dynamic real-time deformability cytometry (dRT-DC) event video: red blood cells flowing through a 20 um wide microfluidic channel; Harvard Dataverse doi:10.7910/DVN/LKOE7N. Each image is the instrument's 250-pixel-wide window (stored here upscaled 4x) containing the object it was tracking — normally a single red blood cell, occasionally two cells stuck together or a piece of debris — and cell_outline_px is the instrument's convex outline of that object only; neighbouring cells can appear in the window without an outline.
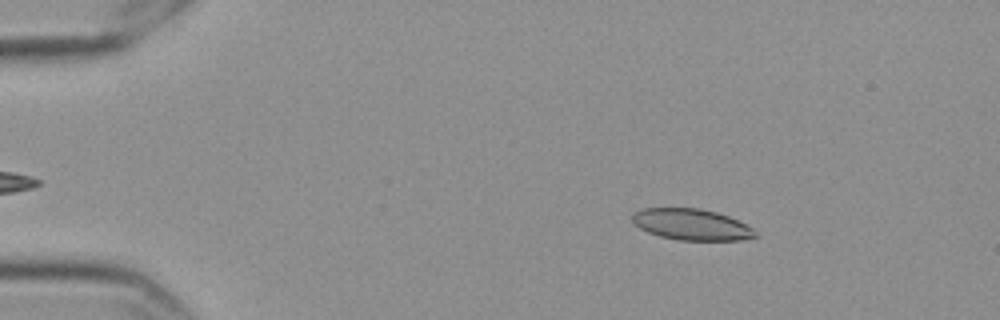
{"species": "Egyptian fruit bat (a non-hibernating species)", "species_latin": "Rousettus aegyptiacus", "temperature_condition": "cold", "stored_images_in_passage": 58, "camera_frame_rate_fps": 3000, "um_per_image_px": 0.085, "frame": {"image": 1, "passage_image": 10, "time_ms": 3.0, "image_size_px": [1000, 320], "cell_outline_px": [[756, 236], [740, 240], [676, 240], [660, 236], [648, 232], [640, 228], [632, 220], [632, 212], [640, 208], [700, 208], [716, 212], [728, 216], [752, 228], [756, 232]], "centroid_in_image_um": [58.73, 19.07], "position_along_channel_um": 26.3, "area_um2": 22.25}}
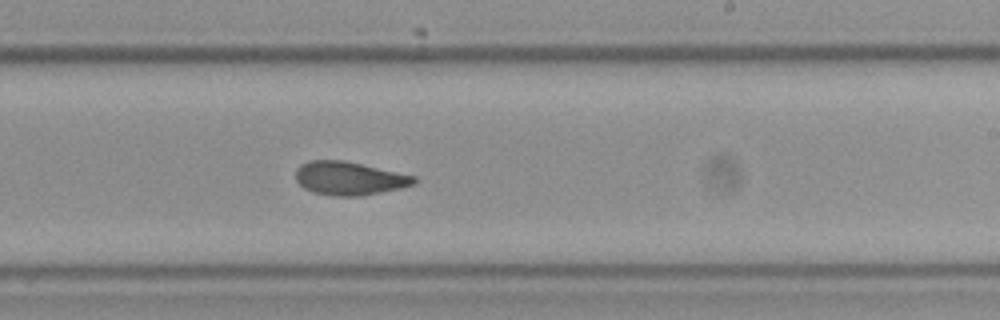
{"frame": {"image": 2, "passage_image": 36, "time_ms": 11.667, "image_size_px": [1000, 320], "cell_outline_px": [[416, 184], [400, 188], [360, 196], [332, 196], [312, 192], [304, 188], [296, 180], [296, 168], [300, 164], [308, 160], [344, 160], [416, 176]], "centroid_in_image_um": [29.66, 15.15], "position_along_channel_um": 259.3, "area_um2": 23.12}}
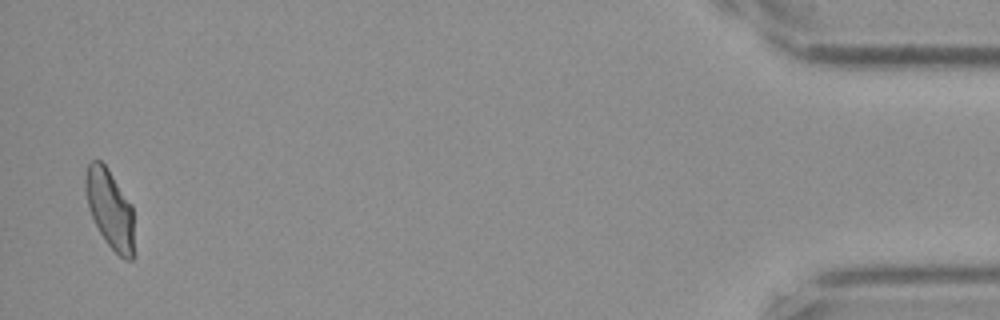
{"frame": {"image": 3, "passage_image": 57, "time_ms": 18.667, "image_size_px": [1000, 320], "cell_outline_px": [[136, 252], [132, 260], [124, 260], [104, 240], [88, 208], [84, 188], [84, 180], [88, 164], [92, 160], [100, 160], [108, 168], [132, 204]], "centroid_in_image_um": [9.38, 17.79], "position_along_channel_um": 425.8, "area_um2": 22.95}, "authors_computed_cell_mechanics": {"area_um2": 23.12, "velocity_mm_per_s": 3.5465, "shape_relaxation_time_tau1_ms": 9.5329, "shape_relaxation_time_tau2_ms": 1.6512, "deformation_change_tau1": 0.2064, "deformation_change_tau2": 0.0799}}